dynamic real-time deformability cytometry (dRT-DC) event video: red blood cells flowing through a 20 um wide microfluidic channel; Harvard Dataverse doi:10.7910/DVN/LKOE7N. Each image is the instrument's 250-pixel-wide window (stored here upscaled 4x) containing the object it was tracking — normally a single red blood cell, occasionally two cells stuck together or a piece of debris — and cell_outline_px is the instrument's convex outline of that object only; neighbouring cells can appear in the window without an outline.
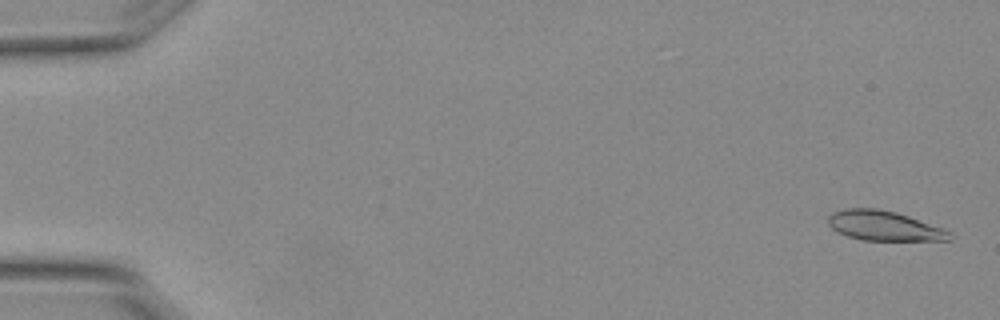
{"species": "Egyptian fruit bat (a non-hibernating species)", "species_latin": "Rousettus aegyptiacus", "temperature_condition": "warm", "stored_images_in_passage": 5, "camera_frame_rate_fps": 3000, "um_per_image_px": 0.085, "animal": {"sex": "female"}, "frame": {"image": 1, "passage_image": 1, "time_ms": 0.0, "image_size_px": [1000, 320], "cell_outline_px": [[952, 240], [860, 240], [848, 236], [832, 228], [828, 224], [828, 216], [832, 212], [844, 208], [876, 208], [896, 212], [908, 216], [952, 232]], "centroid_in_image_um": [75.12, 19.19], "position_along_channel_um": 9.9, "area_um2": 20.92}}
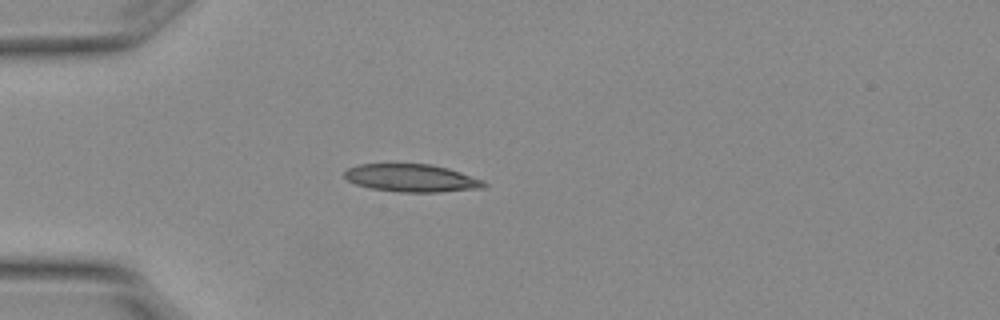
{"frame": {"image": 2, "passage_image": 5, "time_ms": 1.333, "image_size_px": [1000, 320], "cell_outline_px": [[488, 184], [484, 188], [440, 192], [400, 192], [372, 188], [356, 184], [348, 180], [344, 176], [344, 172], [348, 168], [360, 164], [432, 164], [448, 168], [484, 180]], "centroid_in_image_um": [35.03, 15.13], "position_along_channel_um": 50.0, "area_um2": 22.54}}